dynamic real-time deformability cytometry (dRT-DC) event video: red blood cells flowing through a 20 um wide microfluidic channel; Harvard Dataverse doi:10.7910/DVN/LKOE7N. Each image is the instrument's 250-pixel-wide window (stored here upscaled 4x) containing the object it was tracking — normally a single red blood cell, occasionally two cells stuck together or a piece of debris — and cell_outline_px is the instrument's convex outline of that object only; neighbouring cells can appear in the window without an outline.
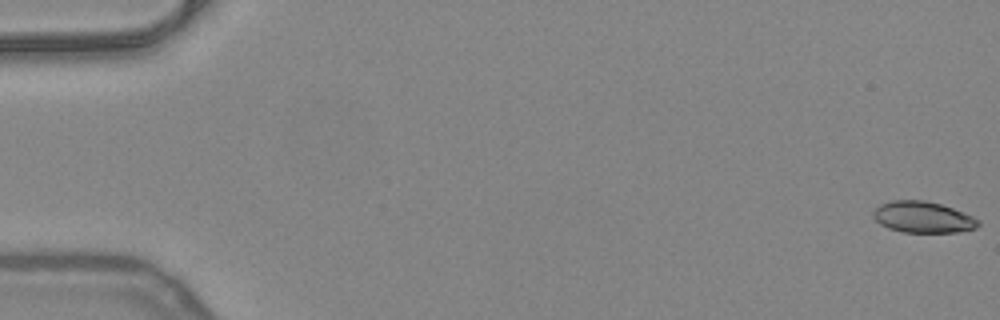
{"species": "common noctule bat (a hibernating species)", "species_latin": "Nyctalus noctula", "temperature_condition": "warm", "stored_images_in_passage": 52, "camera_frame_rate_fps": 3000, "um_per_image_px": 0.085, "animal": {"sex": "female", "body_mass_g": 24.6, "forearm_length_mm": 56.2}, "frame": {"image": 1, "passage_image": 1, "time_ms": 0.0, "image_size_px": [1000, 320], "cell_outline_px": [[980, 224], [976, 228], [960, 232], [900, 232], [888, 228], [880, 224], [872, 216], [872, 212], [880, 204], [892, 200], [924, 200], [940, 204], [952, 208], [972, 216], [980, 220]], "centroid_in_image_um": [78.43, 18.46], "position_along_channel_um": 6.6, "area_um2": 19.19}}
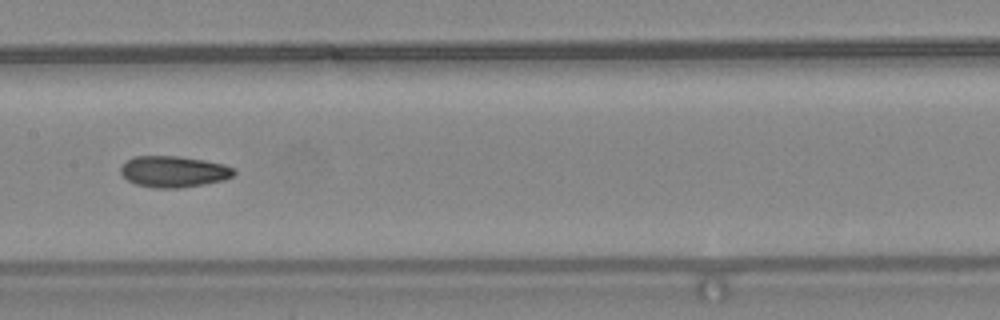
{"frame": {"image": 2, "passage_image": 27, "time_ms": 8.667, "image_size_px": [1000, 320], "cell_outline_px": [[236, 172], [232, 176], [224, 180], [204, 184], [180, 188], [152, 188], [136, 184], [128, 180], [120, 172], [120, 168], [132, 156], [180, 156], [204, 160], [224, 164], [232, 168]], "centroid_in_image_um": [14.76, 14.59], "position_along_channel_um": 192.6, "area_um2": 20.63}}
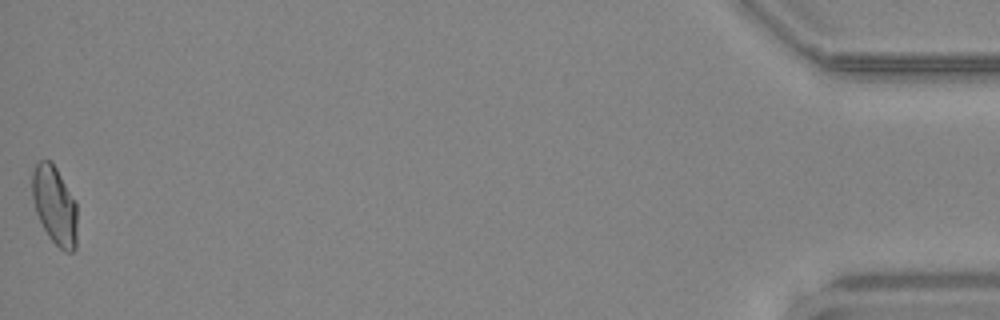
{"frame": {"image": 3, "passage_image": 52, "time_ms": 17.0, "image_size_px": [1000, 320], "cell_outline_px": [[76, 248], [72, 252], [64, 252], [48, 236], [36, 212], [32, 196], [32, 172], [36, 164], [40, 160], [48, 160], [56, 168], [76, 204]], "centroid_in_image_um": [4.63, 17.48], "position_along_channel_um": 430.6, "area_um2": 20.17}, "authors_computed_cell_mechanics": {"area_um2": 20.1722, "velocity_mm_per_s": 4.0355, "shape_relaxation_time_tau1_ms": null, "shape_relaxation_time_tau2_ms": 2.6025, "deformation_change_tau1": null, "deformation_change_tau2": 0.0852}}